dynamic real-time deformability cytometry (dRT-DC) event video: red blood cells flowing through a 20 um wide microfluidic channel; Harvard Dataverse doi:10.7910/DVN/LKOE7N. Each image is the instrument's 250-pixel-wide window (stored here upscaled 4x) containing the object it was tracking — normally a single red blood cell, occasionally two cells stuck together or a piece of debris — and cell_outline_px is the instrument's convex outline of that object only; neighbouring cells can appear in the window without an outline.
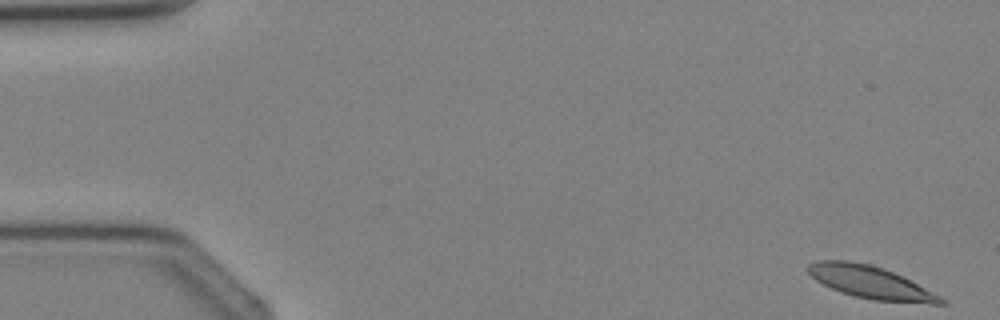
{"species": "Egyptian fruit bat (a non-hibernating species)", "species_latin": "Rousettus aegyptiacus", "temperature_condition": "cold", "stored_images_in_passage": 3, "segment_of_instrument_passage": [2, 2], "camera_frame_rate_fps": 3000, "um_per_image_px": 0.085, "animal": {"sex": "female"}, "frame": {"image": 1, "passage_image": 3, "time_ms": 2.333, "image_size_px": [1000, 320], "cell_outline_px": [[944, 304], [932, 304], [872, 300], [840, 292], [816, 280], [808, 272], [808, 264], [820, 260], [848, 260], [872, 264], [892, 272], [940, 296], [944, 300]], "centroid_in_image_um": [73.96, 23.99], "position_along_channel_um": 11.0, "area_um2": 24.68}}